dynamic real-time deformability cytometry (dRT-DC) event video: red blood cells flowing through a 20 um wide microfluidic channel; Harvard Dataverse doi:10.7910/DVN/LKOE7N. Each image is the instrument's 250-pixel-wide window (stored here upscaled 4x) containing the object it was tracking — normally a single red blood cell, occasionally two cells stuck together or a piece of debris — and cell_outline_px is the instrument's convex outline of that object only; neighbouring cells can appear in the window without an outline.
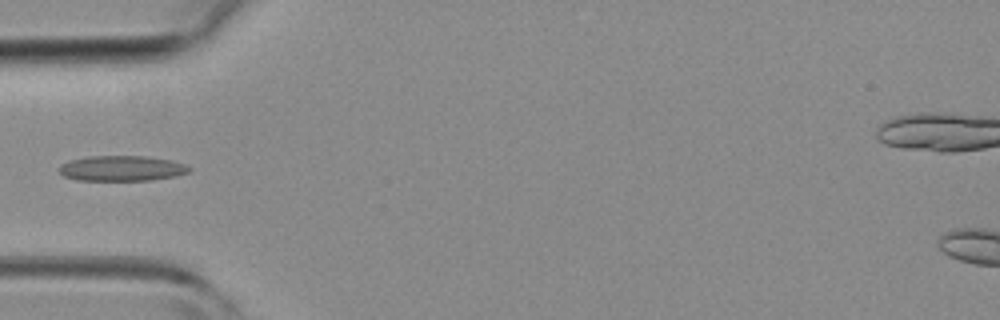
{"species": "common noctule bat (a hibernating species)", "species_latin": "Nyctalus noctula", "temperature_condition": "room temperature", "stored_images_in_passage": 3, "camera_frame_rate_fps": 3000, "um_per_image_px": 0.085, "animal": {"sex": "female", "body_mass_g": 19.3, "forearm_length_mm": 54.1}, "frame": {"image": 1, "passage_image": 3, "time_ms": 3.667, "image_size_px": [1000, 320], "cell_outline_px": [[192, 168], [188, 172], [176, 176], [152, 180], [76, 180], [64, 176], [60, 172], [60, 164], [68, 160], [88, 156], [144, 156], [172, 160], [184, 164]], "centroid_in_image_um": [10.34, 14.3], "position_along_channel_um": 74.7, "area_um2": 19.25}}